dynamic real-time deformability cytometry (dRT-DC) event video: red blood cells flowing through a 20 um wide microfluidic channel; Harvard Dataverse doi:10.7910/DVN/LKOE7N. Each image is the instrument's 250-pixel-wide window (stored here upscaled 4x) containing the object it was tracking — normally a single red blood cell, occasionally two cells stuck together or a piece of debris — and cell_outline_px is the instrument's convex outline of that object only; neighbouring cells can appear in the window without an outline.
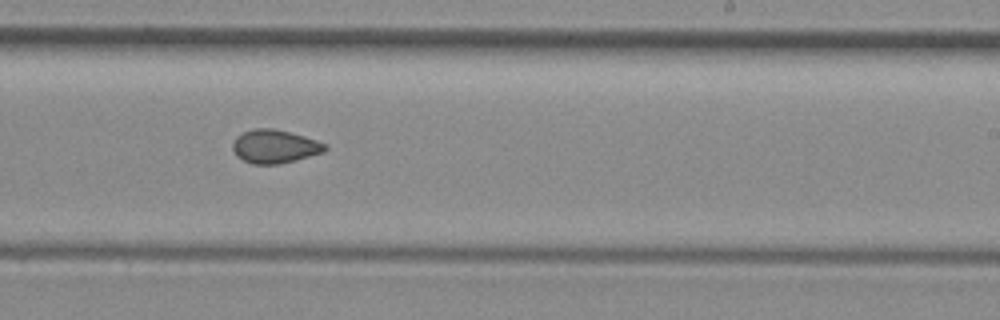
{"species": "common noctule bat (a hibernating species)", "species_latin": "Nyctalus noctula", "temperature_condition": "room temperature", "stored_images_in_passage": 36, "camera_frame_rate_fps": 3000, "um_per_image_px": 0.085, "animal": {"sex": "female", "body_mass_g": 29.2, "forearm_length_mm": 56.3}, "frame": {"image": 1, "passage_image": 16, "time_ms": 5.0, "image_size_px": [1000, 320], "cell_outline_px": [[328, 148], [324, 152], [296, 160], [280, 164], [252, 164], [236, 156], [232, 148], [232, 144], [236, 136], [244, 132], [256, 128], [272, 128], [304, 136], [328, 144]], "centroid_in_image_um": [23.36, 12.45], "position_along_channel_um": 265.6, "area_um2": 18.03}, "authors_computed_cell_mechanics": {"area_um2": 18.0914, "velocity_mm_per_s": 4.1082, "shape_relaxation_time_tau1_ms": null, "shape_relaxation_time_tau2_ms": 3.0837, "deformation_change_tau1": null, "deformation_change_tau2": 0.0758}}